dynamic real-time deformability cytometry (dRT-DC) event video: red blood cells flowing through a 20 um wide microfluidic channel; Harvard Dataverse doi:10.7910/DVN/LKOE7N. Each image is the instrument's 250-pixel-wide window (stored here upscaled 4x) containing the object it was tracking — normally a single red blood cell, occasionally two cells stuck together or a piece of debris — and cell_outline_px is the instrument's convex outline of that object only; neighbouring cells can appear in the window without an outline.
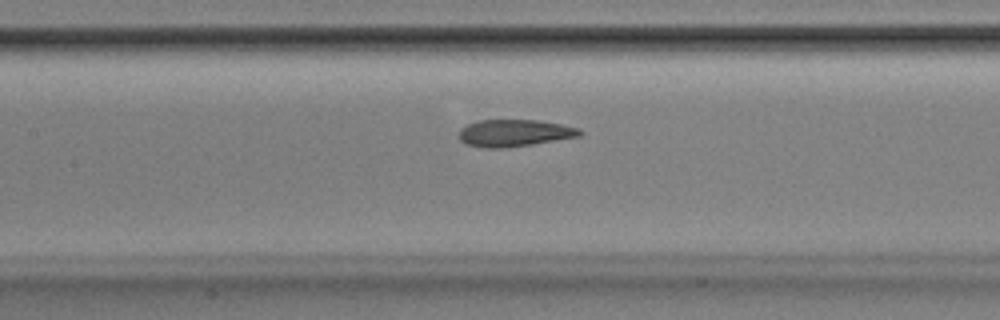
{"species": "Egyptian fruit bat (a non-hibernating species)", "species_latin": "Rousettus aegyptiacus", "temperature_condition": "room temperature", "stored_images_in_passage": 53, "camera_frame_rate_fps": 3000, "um_per_image_px": 0.085, "animal": {"sex": "male"}, "frame": {"image": 1, "passage_image": 25, "time_ms": 8.0, "image_size_px": [1000, 320], "cell_outline_px": [[584, 132], [580, 136], [532, 144], [504, 148], [484, 148], [464, 144], [460, 140], [460, 128], [464, 124], [480, 120], [536, 120], [560, 124], [580, 128]], "centroid_in_image_um": [43.69, 11.31], "position_along_channel_um": 163.7, "area_um2": 19.13}}
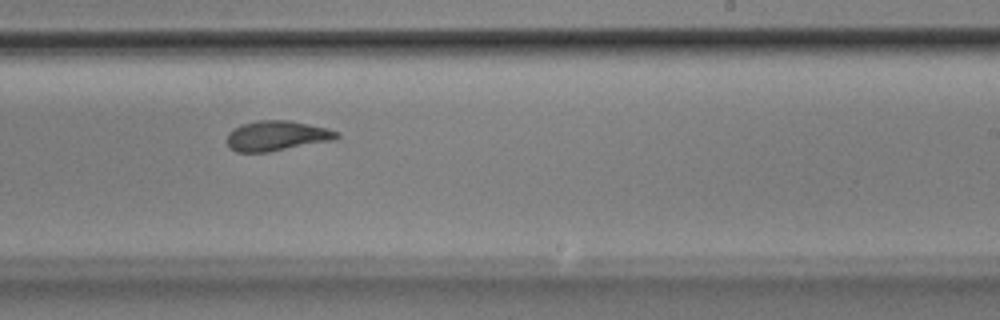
{"frame": {"image": 2, "passage_image": 33, "time_ms": 10.667, "image_size_px": [1000, 320], "cell_outline_px": [[340, 136], [332, 140], [268, 152], [236, 152], [228, 148], [228, 132], [232, 128], [240, 124], [260, 120], [288, 120], [328, 128], [340, 132]], "centroid_in_image_um": [23.5, 11.54], "position_along_channel_um": 265.5, "area_um2": 19.25}}
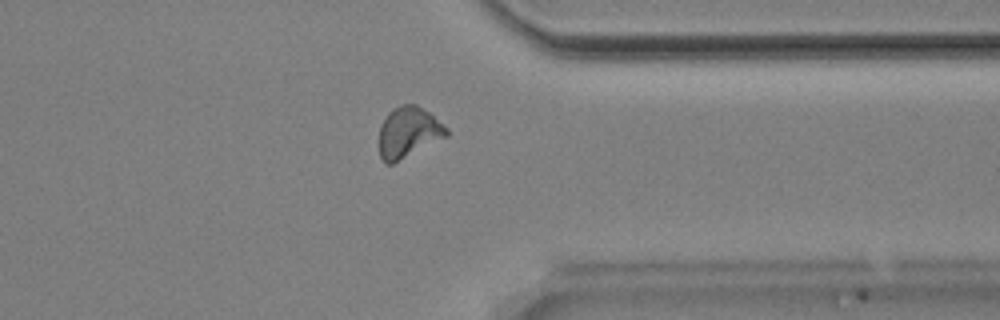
{"frame": {"image": 3, "passage_image": 42, "time_ms": 13.667, "image_size_px": [1000, 320], "cell_outline_px": [[448, 136], [392, 164], [384, 164], [380, 156], [380, 124], [388, 112], [392, 108], [400, 104], [416, 104], [428, 112], [448, 128]], "centroid_in_image_um": [34.7, 11.24], "position_along_channel_um": 376.7, "area_um2": 19.94}, "authors_computed_cell_mechanics": {"area_um2": 19.652, "velocity_mm_per_s": 3.841, "shape_relaxation_time_tau1_ms": 9.0917, "shape_relaxation_time_tau2_ms": 1.8696, "deformation_change_tau1": 0.2465, "deformation_change_tau2": 0.0888}}